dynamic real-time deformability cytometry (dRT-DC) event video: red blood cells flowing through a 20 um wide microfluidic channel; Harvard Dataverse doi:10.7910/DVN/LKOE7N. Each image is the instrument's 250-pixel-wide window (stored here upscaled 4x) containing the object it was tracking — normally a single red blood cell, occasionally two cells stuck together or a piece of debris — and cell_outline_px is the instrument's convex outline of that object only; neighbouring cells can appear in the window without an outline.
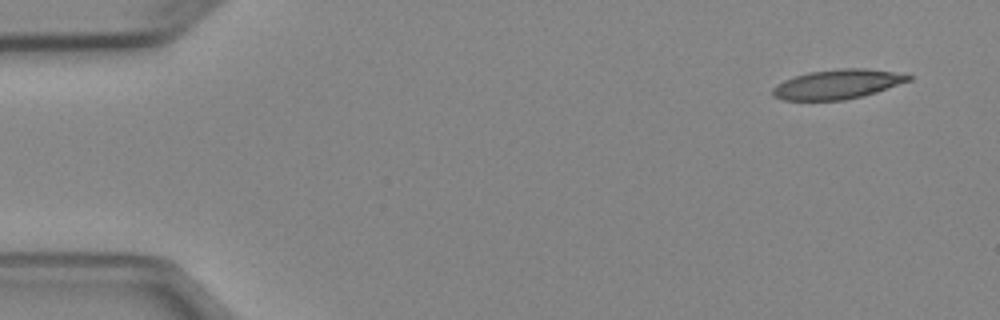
{"species": "Egyptian fruit bat (a non-hibernating species)", "species_latin": "Rousettus aegyptiacus", "temperature_condition": "cold", "stored_images_in_passage": 4, "camera_frame_rate_fps": 3000, "um_per_image_px": 0.085, "animal": {"sex": "female"}, "frame": {"image": 1, "passage_image": 1, "time_ms": 0.0, "image_size_px": [1000, 320], "cell_outline_px": [[912, 80], [864, 96], [844, 100], [784, 100], [772, 96], [772, 88], [784, 80], [808, 72], [840, 68], [868, 68], [908, 72], [912, 76]], "centroid_in_image_um": [71.28, 7.14], "position_along_channel_um": 13.7, "area_um2": 23.76}}
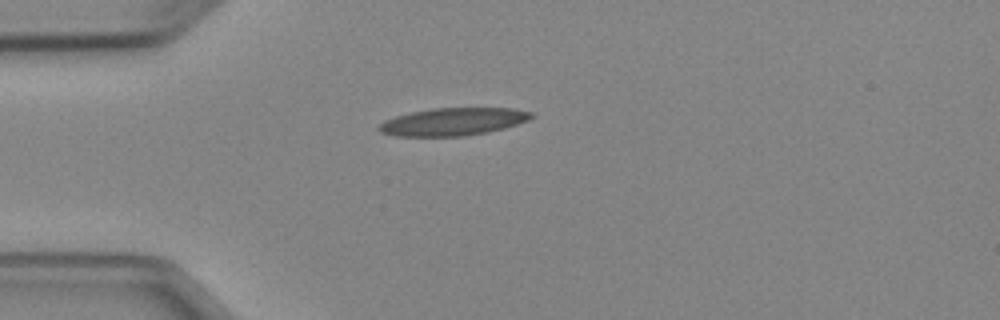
{"frame": {"image": 2, "passage_image": 3, "time_ms": 3.333, "image_size_px": [1000, 320], "cell_outline_px": [[536, 116], [528, 120], [504, 128], [488, 132], [464, 136], [396, 136], [380, 132], [376, 128], [384, 120], [396, 116], [412, 112], [432, 108], [512, 108], [532, 112]], "centroid_in_image_um": [38.51, 10.34], "position_along_channel_um": 46.5, "area_um2": 24.57}}